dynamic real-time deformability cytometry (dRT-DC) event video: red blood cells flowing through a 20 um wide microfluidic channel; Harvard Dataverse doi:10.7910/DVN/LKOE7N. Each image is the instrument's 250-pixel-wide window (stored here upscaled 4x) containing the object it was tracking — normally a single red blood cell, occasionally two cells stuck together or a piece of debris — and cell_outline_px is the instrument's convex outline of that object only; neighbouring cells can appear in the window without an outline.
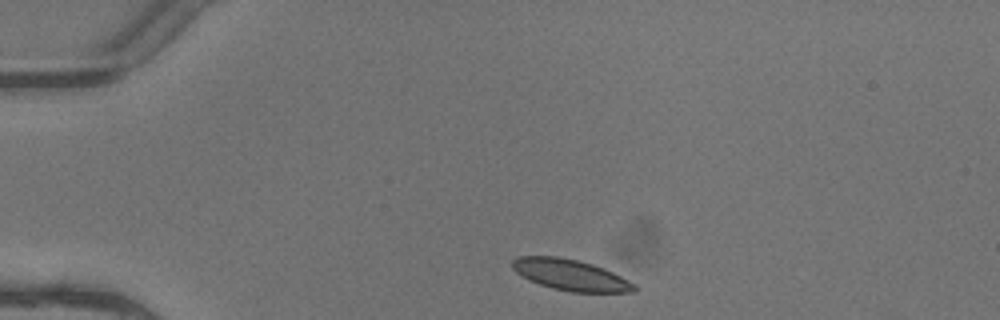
{"species": "common noctule bat (a hibernating species)", "species_latin": "Nyctalus noctula", "temperature_condition": "warm", "stored_images_in_passage": 2, "camera_frame_rate_fps": 3000, "um_per_image_px": 0.085, "animal": {"sex": "female"}, "frame": {"image": 1, "passage_image": 1, "time_ms": 0.0, "image_size_px": [1000, 320], "cell_outline_px": [[640, 288], [636, 292], [572, 292], [552, 288], [528, 280], [516, 272], [512, 268], [512, 260], [516, 256], [556, 256], [576, 260], [592, 264], [604, 268], [636, 284]], "centroid_in_image_um": [48.51, 23.37], "position_along_channel_um": 36.5, "area_um2": 22.14}}